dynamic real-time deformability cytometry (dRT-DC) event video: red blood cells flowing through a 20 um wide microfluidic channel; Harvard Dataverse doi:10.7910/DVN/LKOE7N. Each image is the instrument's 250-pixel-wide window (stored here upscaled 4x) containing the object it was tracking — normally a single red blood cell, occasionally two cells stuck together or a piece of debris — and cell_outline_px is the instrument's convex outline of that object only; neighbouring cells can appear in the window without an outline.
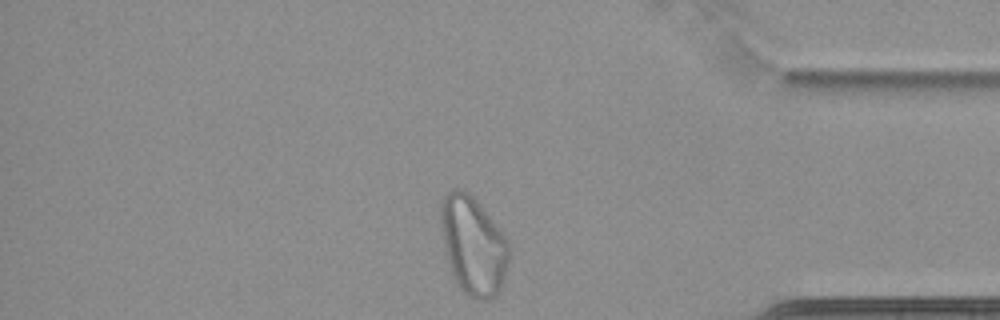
{"species": "common noctule bat (a hibernating species)", "species_latin": "Nyctalus noctula", "temperature_condition": "cold", "stored_images_in_passage": 40, "camera_frame_rate_fps": 3000, "um_per_image_px": 0.085, "animal": {"sex": "female", "body_mass_g": 22.7, "forearm_length_mm": 54.2}, "frame": {"image": 1, "passage_image": 40, "time_ms": 13.0, "image_size_px": [1000, 320], "cell_outline_px": [[508, 264], [504, 280], [496, 296], [488, 300], [480, 300], [468, 296], [456, 284], [452, 276], [448, 264], [444, 244], [440, 220], [440, 204], [444, 196], [452, 188], [456, 188], [468, 192], [476, 200], [508, 240]], "centroid_in_image_um": [40.2, 20.89], "position_along_channel_um": 395.0, "area_um2": 39.02}}